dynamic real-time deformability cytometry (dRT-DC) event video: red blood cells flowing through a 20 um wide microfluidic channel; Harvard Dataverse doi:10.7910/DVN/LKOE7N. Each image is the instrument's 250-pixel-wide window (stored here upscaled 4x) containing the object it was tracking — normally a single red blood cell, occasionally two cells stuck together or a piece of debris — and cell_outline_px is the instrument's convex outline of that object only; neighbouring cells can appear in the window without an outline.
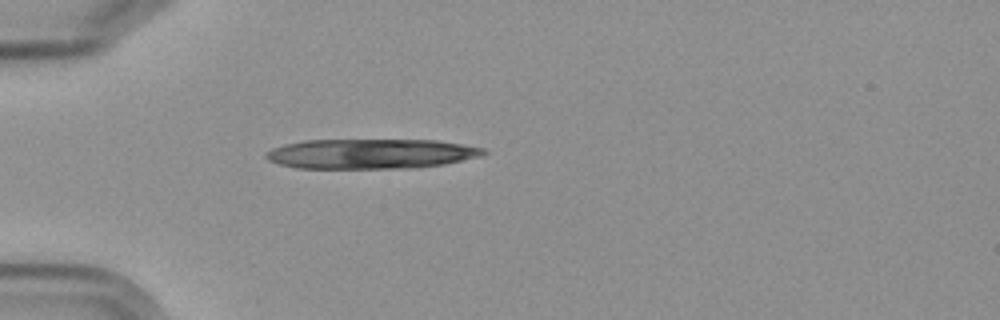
{"species": "Egyptian fruit bat (a non-hibernating species)", "species_latin": "Rousettus aegyptiacus", "temperature_condition": "cold", "stored_images_in_passage": 1, "camera_frame_rate_fps": 3000, "um_per_image_px": 0.085, "frame": {"image": 1, "passage_image": 1, "time_ms": 0.0, "image_size_px": [1000, 320], "cell_outline_px": [[488, 152], [480, 156], [444, 164], [416, 168], [296, 168], [280, 164], [268, 160], [264, 156], [264, 152], [272, 148], [284, 144], [304, 140], [436, 140], [484, 148]], "centroid_in_image_um": [31.49, 13.07], "position_along_channel_um": 53.5, "area_um2": 37.92}}